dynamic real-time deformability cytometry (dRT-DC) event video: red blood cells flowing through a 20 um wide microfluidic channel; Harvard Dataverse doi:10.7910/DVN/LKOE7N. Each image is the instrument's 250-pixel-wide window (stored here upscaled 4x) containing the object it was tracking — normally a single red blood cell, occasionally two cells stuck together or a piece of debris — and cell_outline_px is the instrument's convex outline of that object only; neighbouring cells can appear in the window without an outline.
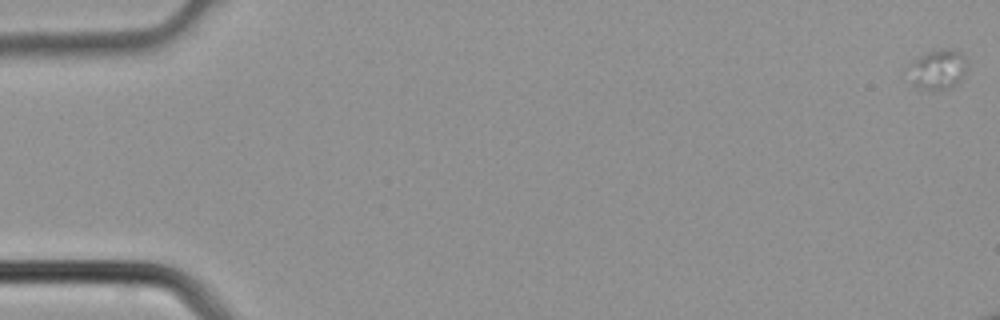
{"species": "common noctule bat (a hibernating species)", "species_latin": "Nyctalus noctula", "temperature_condition": "cold", "stored_images_in_passage": 4, "camera_frame_rate_fps": 3000, "um_per_image_px": 0.085, "animal": {"sex": "male", "body_mass_g": 21.5, "forearm_length_mm": 52.0}, "frame": {"image": 1, "passage_image": 1, "time_ms": 0.0, "image_size_px": [1000, 320], "cell_outline_px": [[964, 76], [952, 88], [916, 88], [912, 84], [904, 68], [912, 60], [928, 52], [948, 48], [952, 48], [960, 52], [964, 56]], "centroid_in_image_um": [79.62, 5.89], "position_along_channel_um": 5.4, "area_um2": 13.64}}